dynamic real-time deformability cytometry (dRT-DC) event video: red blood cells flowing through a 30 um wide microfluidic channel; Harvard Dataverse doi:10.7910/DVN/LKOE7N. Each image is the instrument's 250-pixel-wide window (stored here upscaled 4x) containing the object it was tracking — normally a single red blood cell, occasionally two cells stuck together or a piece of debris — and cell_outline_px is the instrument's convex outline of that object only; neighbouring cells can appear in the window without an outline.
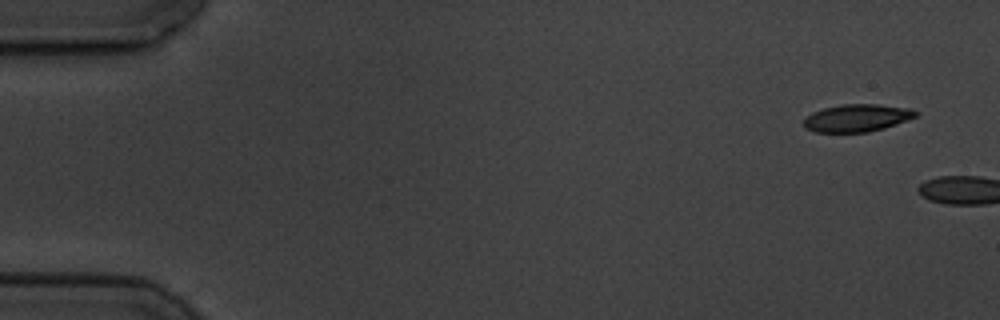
{"species": "common noctule bat (a hibernating species)", "species_latin": "Nyctalus noctula", "temperature_condition": "cold", "stored_images_in_passage": 10, "camera_frame_rate_fps": 3000, "um_per_image_px": 0.085, "animal": {"sex": "male", "body_mass_g": 19.5, "forearm_length_mm": 54.6}, "frame": {"image": 1, "passage_image": 1, "time_ms": 0.0, "image_size_px": [1000, 320], "cell_outline_px": [[920, 112], [916, 116], [908, 120], [884, 128], [868, 132], [816, 132], [804, 128], [804, 120], [812, 112], [824, 108], [840, 104], [880, 104], [912, 108]], "centroid_in_image_um": [72.88, 10.02], "position_along_channel_um": 12.1, "area_um2": 18.09}}
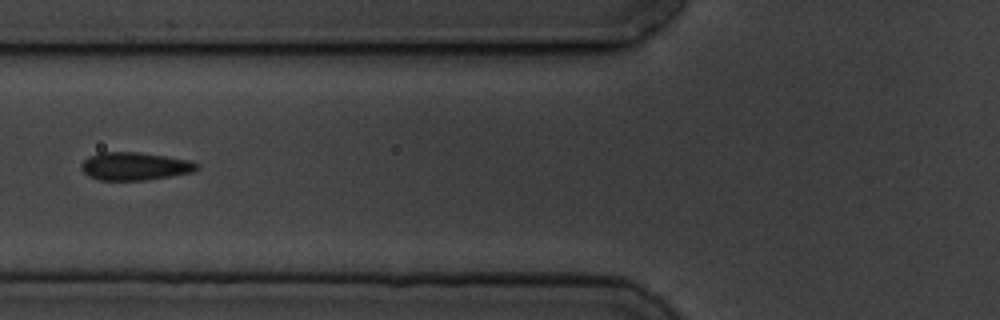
{"frame": {"image": 2, "passage_image": 7, "time_ms": 8.0, "image_size_px": [1000, 320], "cell_outline_px": [[200, 168], [192, 172], [172, 176], [144, 180], [100, 180], [88, 176], [80, 168], [80, 164], [88, 156], [100, 152], [140, 152], [192, 160], [200, 164]], "centroid_in_image_um": [11.48, 14.12], "position_along_channel_um": 114.3, "area_um2": 19.07}}
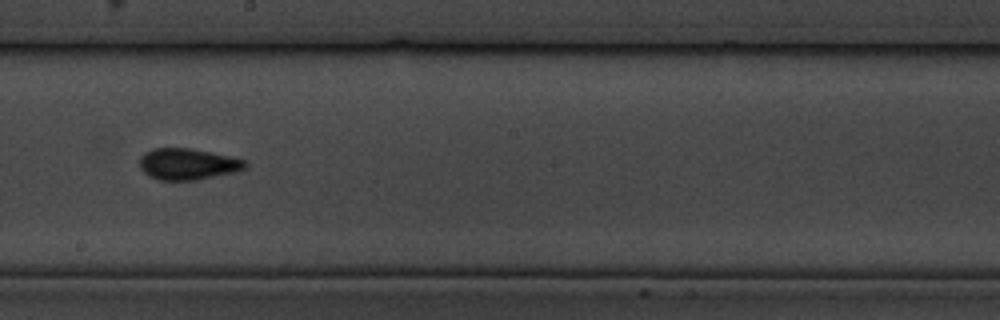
{"frame": {"image": 3, "passage_image": 10, "time_ms": 11.333, "image_size_px": [1000, 320], "cell_outline_px": [[248, 168], [236, 172], [196, 180], [160, 180], [148, 176], [140, 168], [140, 156], [144, 152], [152, 148], [188, 148], [228, 156], [244, 160], [248, 164]], "centroid_in_image_um": [15.94, 13.95], "position_along_channel_um": 232.3, "area_um2": 19.31}}